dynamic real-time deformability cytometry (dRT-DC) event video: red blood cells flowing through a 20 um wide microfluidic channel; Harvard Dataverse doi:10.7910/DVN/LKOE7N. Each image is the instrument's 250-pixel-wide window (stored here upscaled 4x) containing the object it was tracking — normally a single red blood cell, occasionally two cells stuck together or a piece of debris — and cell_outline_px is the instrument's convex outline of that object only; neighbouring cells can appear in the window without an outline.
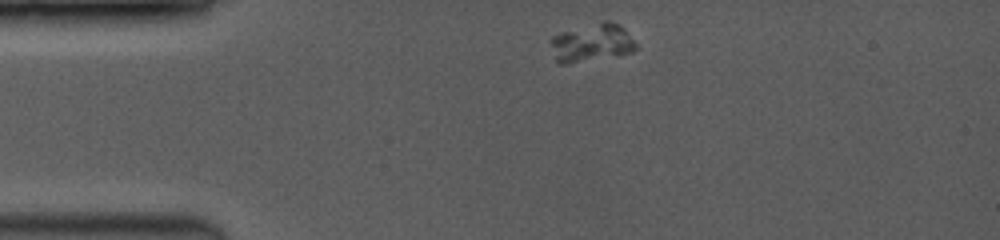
{"species": "common noctule bat (a hibernating species)", "species_latin": "Nyctalus noctula", "temperature_condition": "room temperature", "stored_images_in_passage": 4, "camera_frame_rate_fps": 3500, "um_per_image_px": 0.085, "animal": {"sex": "female", "body_mass_g": 19.0, "forearm_length_mm": 53.3}, "frame": {"image": 1, "passage_image": 1, "time_ms": 0.0, "image_size_px": [1000, 240], "cell_outline_px": [[636, 48], [632, 52], [564, 64], [556, 64], [548, 40], [552, 36], [564, 32], [604, 20], [608, 20], [616, 24], [636, 44]], "centroid_in_image_um": [50.2, 3.65], "position_along_channel_um": 34.8, "area_um2": 18.32}}
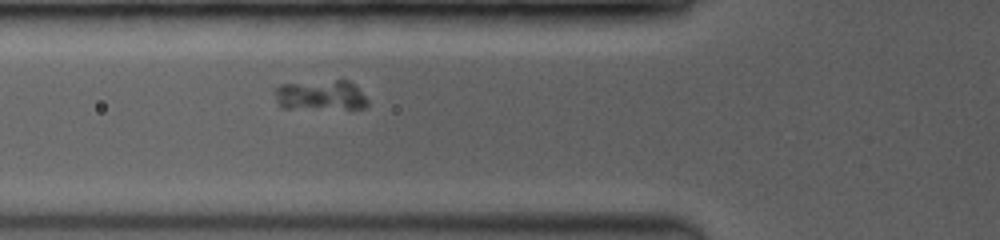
{"frame": {"image": 2, "passage_image": 4, "time_ms": 2.571, "image_size_px": [1000, 240], "cell_outline_px": [[368, 104], [364, 108], [284, 108], [276, 100], [272, 88], [280, 84], [336, 80], [348, 80], [368, 100]], "centroid_in_image_um": [27.19, 8.09], "position_along_channel_um": 98.6, "area_um2": 16.13}}